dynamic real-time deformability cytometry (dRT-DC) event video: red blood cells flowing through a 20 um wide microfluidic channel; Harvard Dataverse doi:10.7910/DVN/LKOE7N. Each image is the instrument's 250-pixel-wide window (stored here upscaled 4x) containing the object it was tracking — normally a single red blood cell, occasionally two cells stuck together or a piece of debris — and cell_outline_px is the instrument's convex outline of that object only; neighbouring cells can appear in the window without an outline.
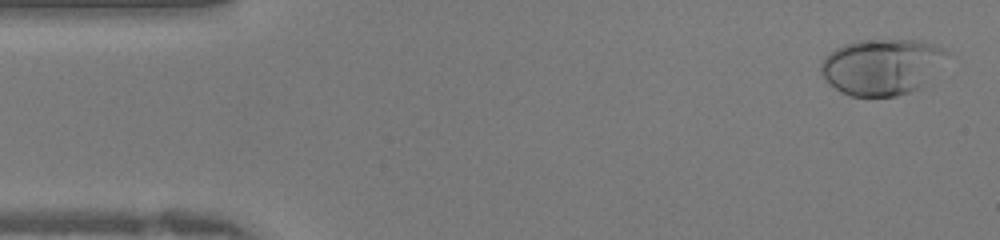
{"species": "human", "species_latin": "Homo sapiens", "temperature_condition": "warm", "stored_images_in_passage": 42, "camera_frame_rate_fps": 3000, "um_per_image_px": 0.085, "donor": {"sex": "female"}, "frame": {"image": 1, "passage_image": 2, "time_ms": 0.333, "image_size_px": [1000, 240], "cell_outline_px": [[948, 52], [920, 84], [916, 88], [908, 92], [896, 96], [852, 96], [840, 92], [820, 76], [820, 64], [824, 56], [836, 48], [844, 44], [856, 40], [920, 40], [944, 48]], "centroid_in_image_um": [74.81, 5.65], "position_along_channel_um": 10.2, "area_um2": 40.29}}
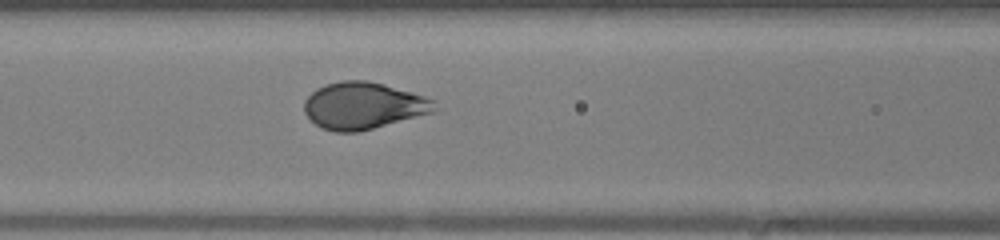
{"frame": {"image": 2, "passage_image": 17, "time_ms": 5.333, "image_size_px": [1000, 240], "cell_outline_px": [[436, 112], [356, 132], [336, 132], [324, 128], [316, 124], [304, 112], [304, 100], [316, 88], [328, 84], [344, 80], [368, 80], [384, 84], [412, 92], [436, 100]], "centroid_in_image_um": [30.91, 8.97], "position_along_channel_um": 135.7, "area_um2": 35.49}}
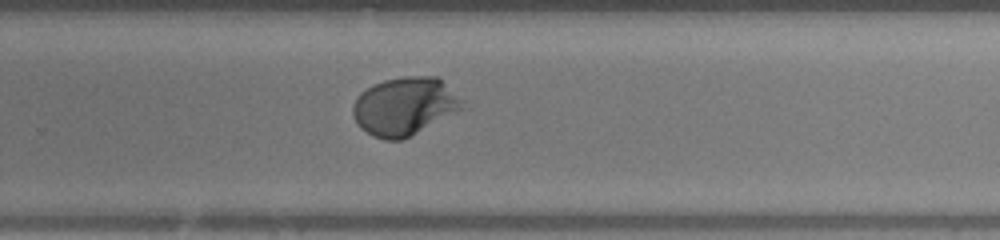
{"frame": {"image": 3, "passage_image": 27, "time_ms": 8.667, "image_size_px": [1000, 240], "cell_outline_px": [[464, 108], [400, 140], [384, 140], [372, 136], [360, 128], [352, 112], [352, 104], [360, 92], [384, 80], [404, 76], [436, 76], [460, 100]], "centroid_in_image_um": [34.31, 9.03], "position_along_channel_um": 295.5, "area_um2": 36.18}}